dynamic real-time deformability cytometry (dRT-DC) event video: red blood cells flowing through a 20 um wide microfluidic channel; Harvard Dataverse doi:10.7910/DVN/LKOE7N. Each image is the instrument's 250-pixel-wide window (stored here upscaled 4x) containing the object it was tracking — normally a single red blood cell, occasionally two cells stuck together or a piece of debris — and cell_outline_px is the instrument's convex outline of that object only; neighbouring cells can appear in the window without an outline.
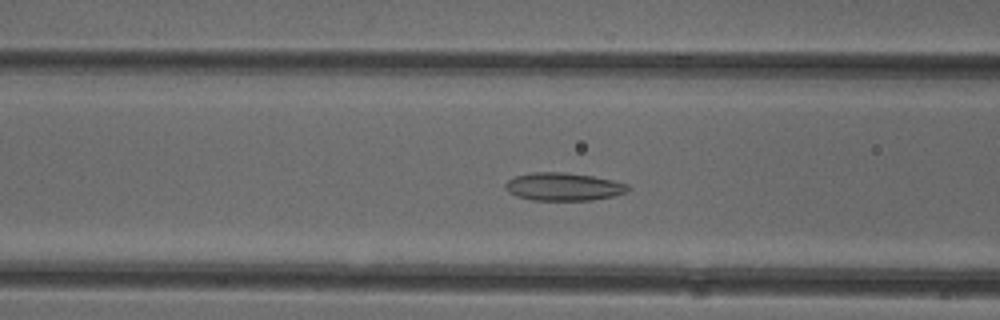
{"species": "common noctule bat (a hibernating species)", "species_latin": "Nyctalus noctula", "temperature_condition": "cold", "stored_images_in_passage": 51, "camera_frame_rate_fps": 3000, "um_per_image_px": 0.085, "animal": {"sex": "female"}, "frame": {"image": 1, "passage_image": 20, "time_ms": 6.333, "image_size_px": [1000, 320], "cell_outline_px": [[632, 188], [628, 192], [612, 196], [592, 200], [532, 200], [516, 196], [508, 192], [504, 188], [504, 184], [508, 180], [516, 176], [532, 172], [564, 172], [592, 176], [612, 180], [628, 184]], "centroid_in_image_um": [47.89, 15.87], "position_along_channel_um": 118.7, "area_um2": 20.06}}
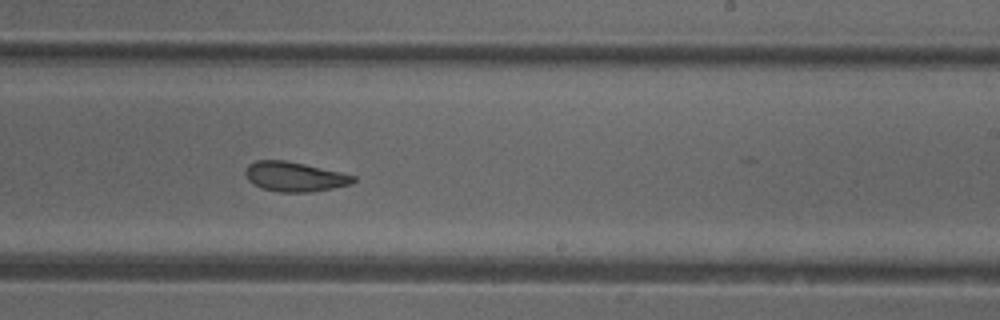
{"frame": {"image": 2, "passage_image": 31, "time_ms": 10.0, "image_size_px": [1000, 320], "cell_outline_px": [[356, 180], [352, 184], [312, 192], [280, 192], [264, 188], [248, 180], [244, 172], [248, 164], [256, 160], [284, 160], [304, 164], [340, 172], [356, 176]], "centroid_in_image_um": [25.05, 15.01], "position_along_channel_um": 263.9, "area_um2": 18.5}}
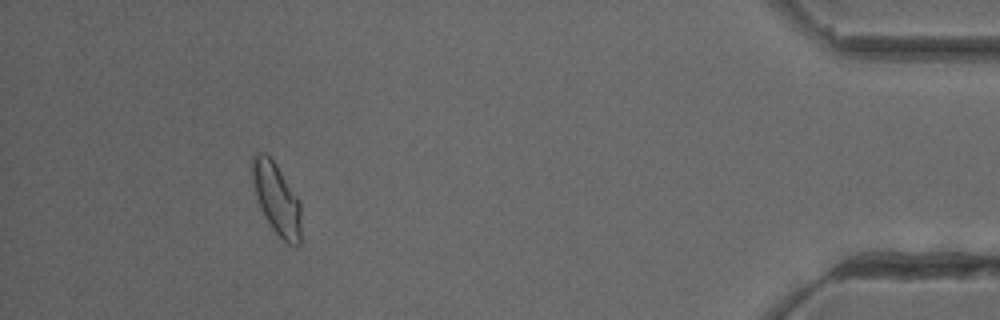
{"frame": {"image": 3, "passage_image": 47, "time_ms": 15.333, "image_size_px": [1000, 320], "cell_outline_px": [[300, 244], [296, 248], [288, 244], [272, 228], [264, 216], [260, 208], [256, 196], [252, 176], [252, 156], [256, 152], [264, 152], [276, 164], [300, 200]], "centroid_in_image_um": [23.52, 16.9], "position_along_channel_um": 411.7, "area_um2": 20.29}, "authors_computed_cell_mechanics": {"area_um2": 20.0566, "velocity_mm_per_s": 3.97, "shape_relaxation_time_tau1_ms": 6.914, "shape_relaxation_time_tau2_ms": 1.479, "deformation_change_tau1": 0.1395, "deformation_change_tau2": 0.0724}}